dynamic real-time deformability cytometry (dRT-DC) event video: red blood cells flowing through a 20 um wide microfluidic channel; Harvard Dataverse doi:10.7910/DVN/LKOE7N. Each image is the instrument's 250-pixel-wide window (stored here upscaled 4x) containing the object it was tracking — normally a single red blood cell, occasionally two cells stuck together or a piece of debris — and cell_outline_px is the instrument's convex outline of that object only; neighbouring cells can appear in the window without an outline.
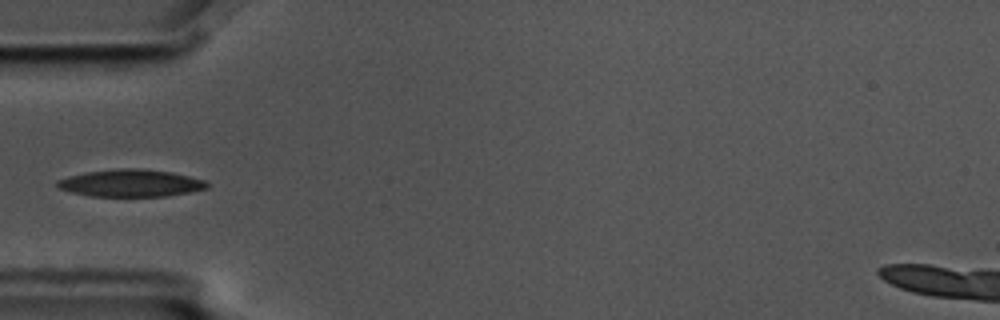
{"species": "common noctule bat (a hibernating species)", "species_latin": "Nyctalus noctula", "temperature_condition": "cold", "stored_images_in_passage": 6, "camera_frame_rate_fps": 3000, "um_per_image_px": 0.085, "animal": {"sex": "male", "body_mass_g": 17.5, "forearm_length_mm": 52.3}, "frame": {"image": 1, "passage_image": 6, "time_ms": 1.667, "image_size_px": [1000, 320], "cell_outline_px": [[208, 188], [192, 192], [168, 196], [92, 196], [72, 192], [60, 188], [56, 184], [56, 180], [68, 176], [88, 172], [120, 168], [136, 168], [172, 172], [204, 180], [208, 184]], "centroid_in_image_um": [11.14, 15.57], "position_along_channel_um": 73.9, "area_um2": 23.64}}